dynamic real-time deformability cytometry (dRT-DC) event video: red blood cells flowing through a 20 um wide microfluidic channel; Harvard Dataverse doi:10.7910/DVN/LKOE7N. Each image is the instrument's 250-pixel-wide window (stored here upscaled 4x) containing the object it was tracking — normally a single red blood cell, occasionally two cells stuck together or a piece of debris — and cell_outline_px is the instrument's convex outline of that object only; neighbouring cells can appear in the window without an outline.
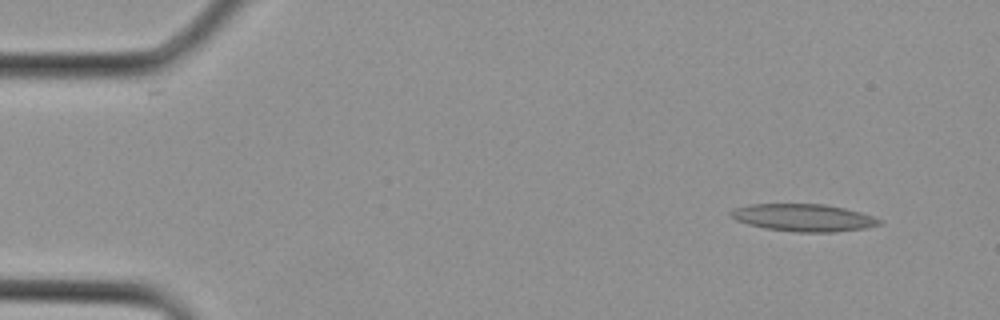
{"species": "Egyptian fruit bat (a non-hibernating species)", "species_latin": "Rousettus aegyptiacus", "temperature_condition": "cold", "stored_images_in_passage": 3, "camera_frame_rate_fps": 3000, "um_per_image_px": 0.085, "animal": {"sex": "female"}, "frame": {"image": 1, "passage_image": 1, "time_ms": 0.0, "image_size_px": [1000, 320], "cell_outline_px": [[884, 224], [868, 228], [836, 232], [796, 232], [764, 228], [748, 224], [736, 220], [728, 212], [736, 208], [752, 204], [824, 204], [844, 208], [860, 212], [884, 220]], "centroid_in_image_um": [68.37, 18.51], "position_along_channel_um": 16.6, "area_um2": 23.81}}